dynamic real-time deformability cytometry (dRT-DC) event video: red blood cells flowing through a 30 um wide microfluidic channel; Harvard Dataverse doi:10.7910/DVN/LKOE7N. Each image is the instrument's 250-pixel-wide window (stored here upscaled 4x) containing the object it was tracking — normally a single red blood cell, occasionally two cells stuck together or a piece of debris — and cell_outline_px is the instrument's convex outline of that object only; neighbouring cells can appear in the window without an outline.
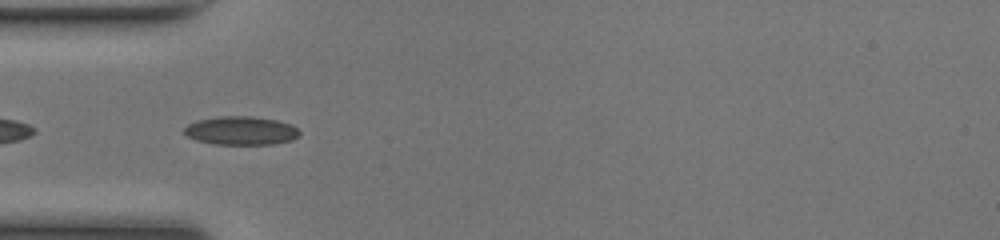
{"species": "common noctule bat (a hibernating species)", "species_latin": "Nyctalus noctula", "temperature_condition": "room temperature", "stored_images_in_passage": 41, "camera_frame_rate_fps": 3000, "um_per_image_px": 0.085, "animal": {"sex": "female", "body_mass_g": 17.0, "forearm_length_mm": 48.0}, "frame": {"image": 1, "passage_image": 7, "time_ms": 2.0, "image_size_px": [1000, 240], "cell_outline_px": [[300, 132], [292, 140], [276, 144], [212, 144], [196, 140], [188, 136], [184, 132], [184, 128], [188, 124], [196, 120], [220, 116], [252, 116], [276, 120], [292, 124]], "centroid_in_image_um": [20.47, 11.1], "position_along_channel_um": 64.5, "area_um2": 19.19}}
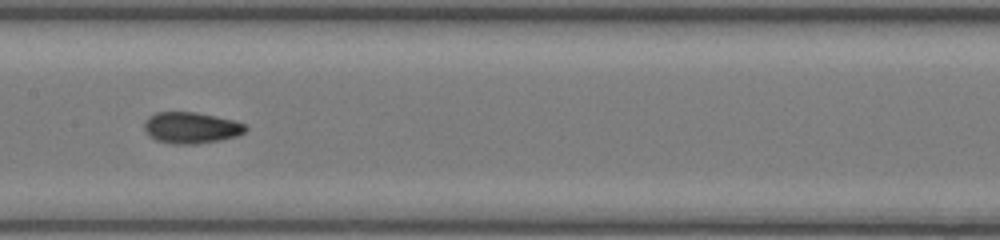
{"frame": {"image": 2, "passage_image": 16, "time_ms": 5.0, "image_size_px": [1000, 240], "cell_outline_px": [[248, 128], [244, 132], [236, 136], [220, 140], [196, 144], [172, 144], [156, 140], [148, 136], [144, 128], [144, 124], [148, 116], [156, 112], [196, 112], [232, 120], [244, 124]], "centroid_in_image_um": [16.21, 10.86], "position_along_channel_um": 191.2, "area_um2": 18.44}}
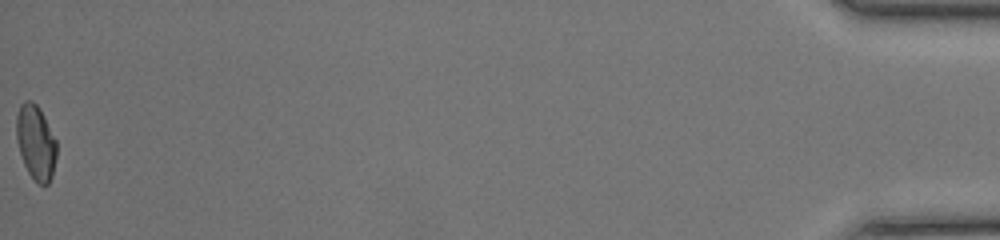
{"frame": {"image": 3, "passage_image": 41, "time_ms": 13.333, "image_size_px": [1000, 240], "cell_outline_px": [[56, 156], [52, 176], [48, 184], [40, 184], [28, 172], [24, 164], [20, 152], [16, 136], [16, 116], [20, 104], [24, 100], [32, 100], [36, 104], [44, 116], [56, 140]], "centroid_in_image_um": [3.03, 12.06], "position_along_channel_um": 432.2, "area_um2": 17.34}, "authors_computed_cell_mechanics": {"area_um2": 18.0336, "velocity_mm_per_s": 4.2207, "shape_relaxation_time_tau1_ms": null, "shape_relaxation_time_tau2_ms": 1.4878, "deformation_change_tau1": null, "deformation_change_tau2": 0.0529}}